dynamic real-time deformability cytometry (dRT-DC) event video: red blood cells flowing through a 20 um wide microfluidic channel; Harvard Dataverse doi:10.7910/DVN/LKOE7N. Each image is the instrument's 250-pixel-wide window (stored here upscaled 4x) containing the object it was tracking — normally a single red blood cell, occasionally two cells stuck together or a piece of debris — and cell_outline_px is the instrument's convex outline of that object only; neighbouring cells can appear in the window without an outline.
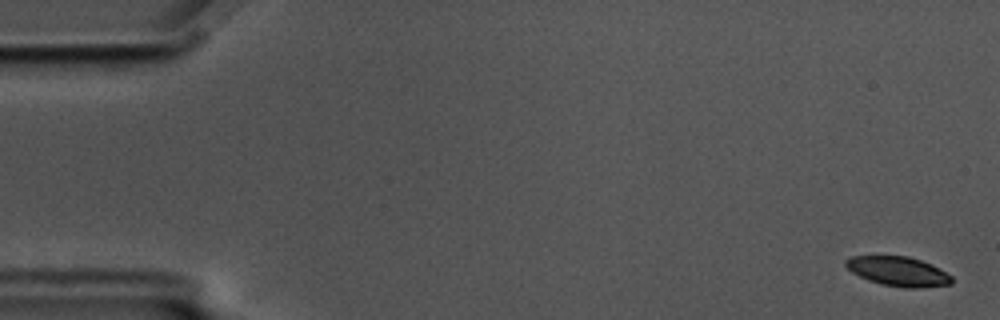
{"species": "common noctule bat (a hibernating species)", "species_latin": "Nyctalus noctula", "temperature_condition": "cold", "stored_images_in_passage": 17, "camera_frame_rate_fps": 3000, "um_per_image_px": 0.085, "animal": {"sex": "male", "body_mass_g": 17.5, "forearm_length_mm": 52.3}, "frame": {"image": 1, "passage_image": 1, "time_ms": 0.0, "image_size_px": [1000, 320], "cell_outline_px": [[952, 284], [916, 288], [904, 288], [880, 284], [868, 280], [852, 272], [844, 264], [844, 260], [852, 256], [908, 256], [932, 264], [952, 276]], "centroid_in_image_um": [76.34, 23.07], "position_along_channel_um": 8.7, "area_um2": 18.21}}